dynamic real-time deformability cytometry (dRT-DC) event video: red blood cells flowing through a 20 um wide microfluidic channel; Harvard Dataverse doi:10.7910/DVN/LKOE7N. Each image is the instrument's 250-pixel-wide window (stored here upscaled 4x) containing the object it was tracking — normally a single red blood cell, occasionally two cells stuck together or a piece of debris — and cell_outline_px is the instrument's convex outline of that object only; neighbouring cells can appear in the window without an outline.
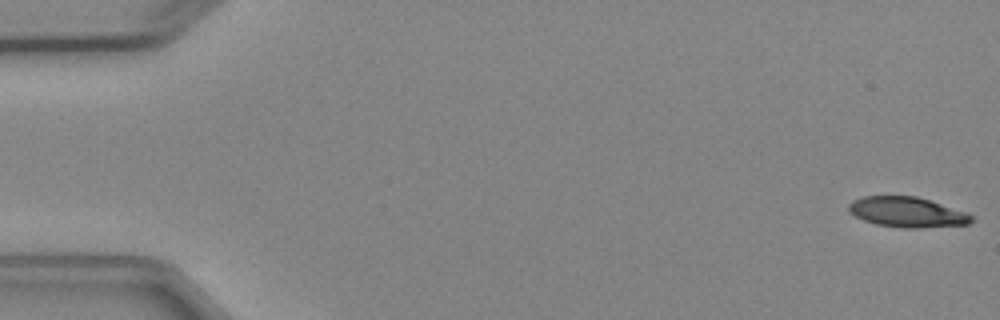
{"species": "Egyptian fruit bat (a non-hibernating species)", "species_latin": "Rousettus aegyptiacus", "temperature_condition": "cold", "stored_images_in_passage": 5, "camera_frame_rate_fps": 3000, "um_per_image_px": 0.085, "animal": {"sex": "female"}, "frame": {"image": 1, "passage_image": 1, "time_ms": 0.0, "image_size_px": [1000, 320], "cell_outline_px": [[976, 220], [968, 224], [920, 228], [904, 228], [876, 224], [864, 220], [848, 212], [848, 204], [852, 200], [864, 196], [916, 196], [968, 212]], "centroid_in_image_um": [77.12, 18.03], "position_along_channel_um": 7.9, "area_um2": 21.73}}
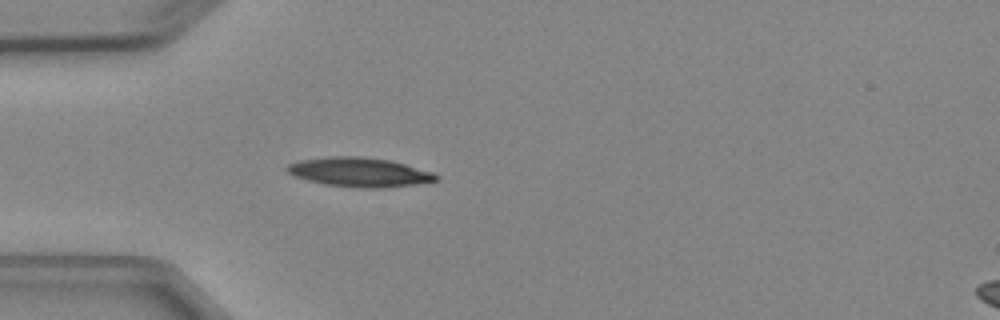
{"frame": {"image": 2, "passage_image": 5, "time_ms": 4.667, "image_size_px": [1000, 320], "cell_outline_px": [[440, 180], [416, 184], [384, 188], [360, 188], [324, 184], [308, 180], [296, 176], [288, 172], [284, 168], [288, 164], [300, 160], [332, 156], [360, 156], [392, 160], [432, 172], [440, 176]], "centroid_in_image_um": [30.58, 14.63], "position_along_channel_um": 54.4, "area_um2": 25.49}}